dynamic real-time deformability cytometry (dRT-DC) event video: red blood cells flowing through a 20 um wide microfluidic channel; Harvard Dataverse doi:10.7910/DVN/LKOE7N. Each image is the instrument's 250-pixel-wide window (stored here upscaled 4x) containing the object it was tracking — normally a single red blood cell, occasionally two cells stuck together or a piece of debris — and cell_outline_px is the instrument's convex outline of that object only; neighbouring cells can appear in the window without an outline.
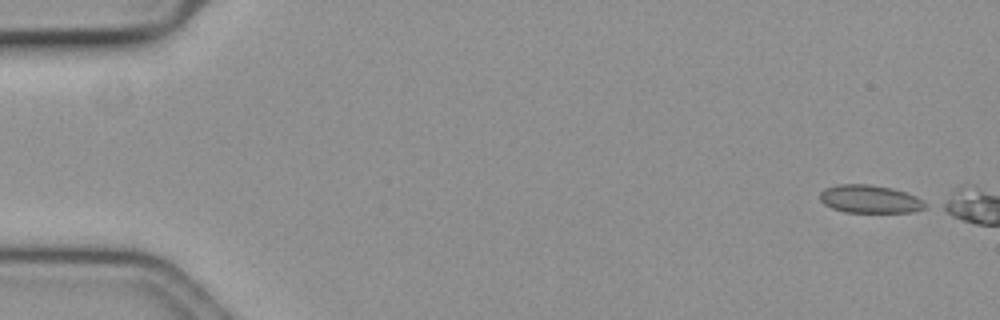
{"species": "common noctule bat (a hibernating species)", "species_latin": "Nyctalus noctula", "temperature_condition": "cold", "stored_images_in_passage": 7, "camera_frame_rate_fps": 3000, "um_per_image_px": 0.085, "animal": {"sex": "female", "body_mass_g": 19.3, "forearm_length_mm": 54.1}, "frame": {"image": 1, "passage_image": 2, "time_ms": 0.333, "image_size_px": [1000, 320], "cell_outline_px": [[928, 204], [924, 208], [912, 212], [844, 212], [832, 208], [824, 204], [820, 200], [820, 192], [824, 188], [840, 184], [868, 184], [888, 188], [904, 192], [916, 196]], "centroid_in_image_um": [73.91, 16.93], "position_along_channel_um": 11.1, "area_um2": 17.05}}